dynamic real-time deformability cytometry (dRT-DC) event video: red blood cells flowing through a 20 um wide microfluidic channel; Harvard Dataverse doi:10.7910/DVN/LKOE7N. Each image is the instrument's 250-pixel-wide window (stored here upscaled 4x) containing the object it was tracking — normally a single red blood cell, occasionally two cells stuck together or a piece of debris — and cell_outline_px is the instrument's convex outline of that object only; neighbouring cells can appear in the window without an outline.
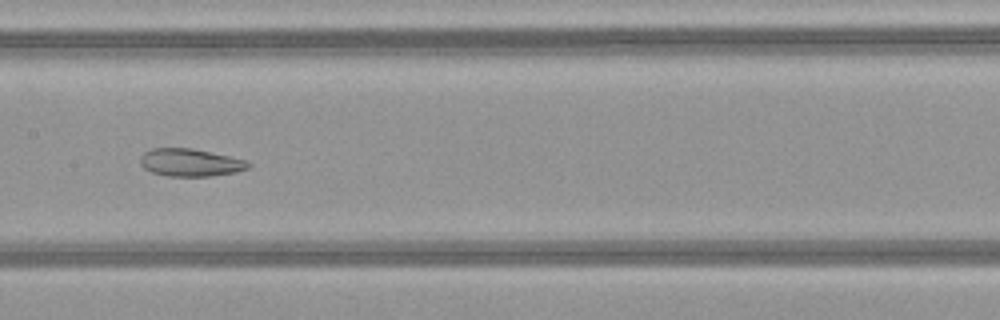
{"species": "common noctule bat (a hibernating species)", "species_latin": "Nyctalus noctula", "temperature_condition": "warm", "stored_images_in_passage": 49, "camera_frame_rate_fps": 3000, "um_per_image_px": 0.085, "animal": {"sex": "female", "body_mass_g": 21.9}, "frame": {"image": 1, "passage_image": 25, "time_ms": 8.0, "image_size_px": [1000, 320], "cell_outline_px": [[252, 164], [248, 168], [236, 172], [208, 176], [168, 176], [152, 172], [144, 168], [140, 164], [140, 156], [144, 152], [152, 148], [192, 148], [248, 160]], "centroid_in_image_um": [16.18, 13.81], "position_along_channel_um": 191.2, "area_um2": 17.46}}
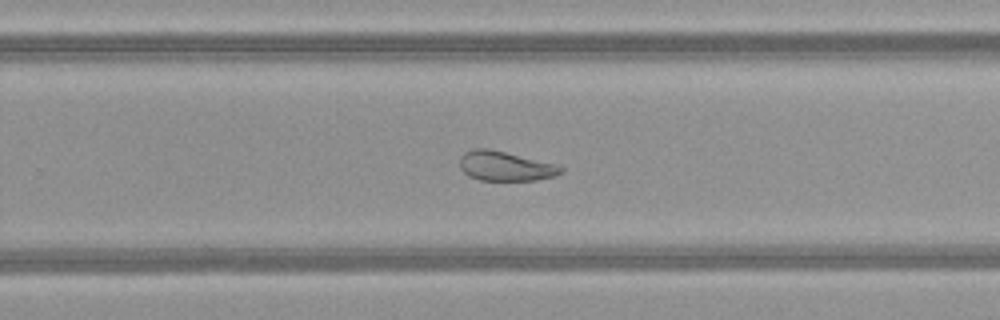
{"frame": {"image": 2, "passage_image": 32, "time_ms": 10.333, "image_size_px": [1000, 320], "cell_outline_px": [[564, 172], [556, 176], [536, 180], [480, 180], [468, 176], [460, 168], [460, 156], [464, 152], [472, 148], [488, 148], [556, 164], [564, 168]], "centroid_in_image_um": [42.95, 14.12], "position_along_channel_um": 286.9, "area_um2": 17.51}}
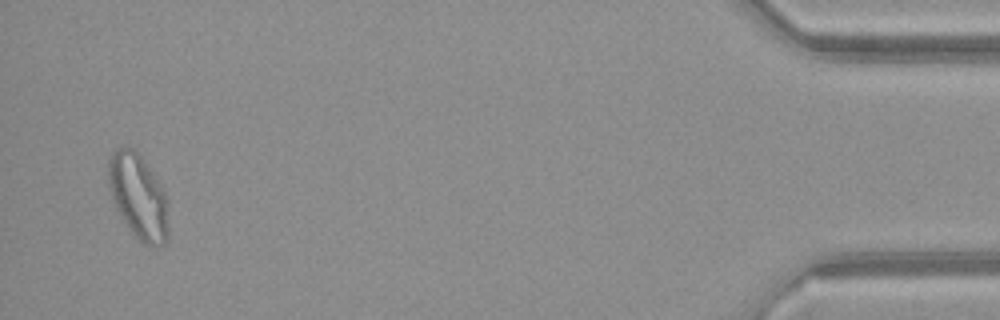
{"frame": {"image": 3, "passage_image": 48, "time_ms": 15.667, "image_size_px": [1000, 320], "cell_outline_px": [[168, 240], [160, 248], [156, 248], [140, 244], [116, 208], [112, 200], [108, 184], [108, 160], [112, 152], [116, 148], [128, 144], [144, 160], [160, 184], [164, 192], [168, 204]], "centroid_in_image_um": [11.76, 16.73], "position_along_channel_um": 423.4, "area_um2": 30.23}, "authors_computed_cell_mechanics": {"area_um2": 24.6806, "velocity_mm_per_s": 4.1219, "shape_relaxation_time_tau1_ms": null, "shape_relaxation_time_tau2_ms": 3.18, "deformation_change_tau1": null, "deformation_change_tau2": 0.1005}}